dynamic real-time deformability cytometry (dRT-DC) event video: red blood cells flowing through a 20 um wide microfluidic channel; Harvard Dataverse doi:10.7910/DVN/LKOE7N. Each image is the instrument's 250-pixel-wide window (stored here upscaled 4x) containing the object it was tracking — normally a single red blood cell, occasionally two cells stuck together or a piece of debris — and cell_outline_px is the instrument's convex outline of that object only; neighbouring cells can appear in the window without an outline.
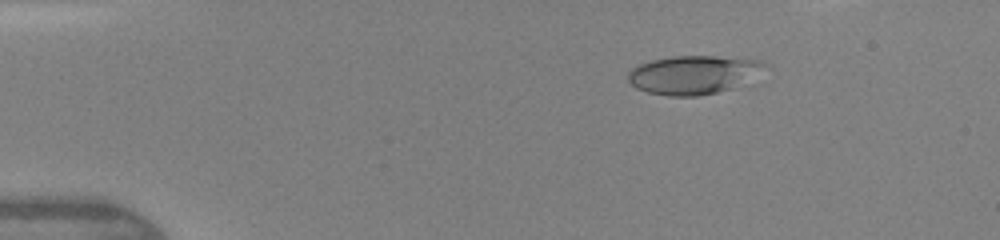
{"species": "human", "species_latin": "Homo sapiens", "temperature_condition": "warm", "stored_images_in_passage": 10, "camera_frame_rate_fps": 3000, "um_per_image_px": 0.085, "donor": {"sex": "female"}, "frame": {"image": 1, "passage_image": 5, "time_ms": 2.0, "image_size_px": [1000, 240], "cell_outline_px": [[764, 64], [732, 88], [716, 92], [696, 96], [668, 96], [648, 92], [636, 88], [628, 80], [628, 72], [632, 68], [640, 64], [652, 60], [672, 56], [712, 56], [756, 60]], "centroid_in_image_um": [58.74, 6.36], "position_along_channel_um": 26.3, "area_um2": 29.42}}
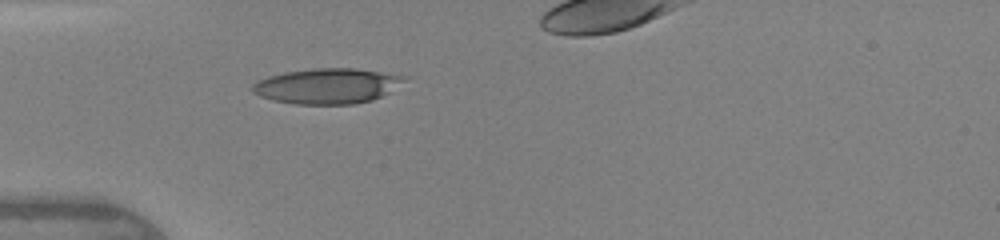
{"frame": {"image": 2, "passage_image": 10, "time_ms": 4.333, "image_size_px": [1000, 240], "cell_outline_px": [[408, 76], [404, 80], [388, 92], [372, 100], [352, 104], [292, 104], [272, 100], [260, 96], [252, 92], [252, 84], [256, 80], [268, 76], [284, 72], [312, 68], [356, 68]], "centroid_in_image_um": [27.75, 7.3], "position_along_channel_um": 57.3, "area_um2": 31.27}}